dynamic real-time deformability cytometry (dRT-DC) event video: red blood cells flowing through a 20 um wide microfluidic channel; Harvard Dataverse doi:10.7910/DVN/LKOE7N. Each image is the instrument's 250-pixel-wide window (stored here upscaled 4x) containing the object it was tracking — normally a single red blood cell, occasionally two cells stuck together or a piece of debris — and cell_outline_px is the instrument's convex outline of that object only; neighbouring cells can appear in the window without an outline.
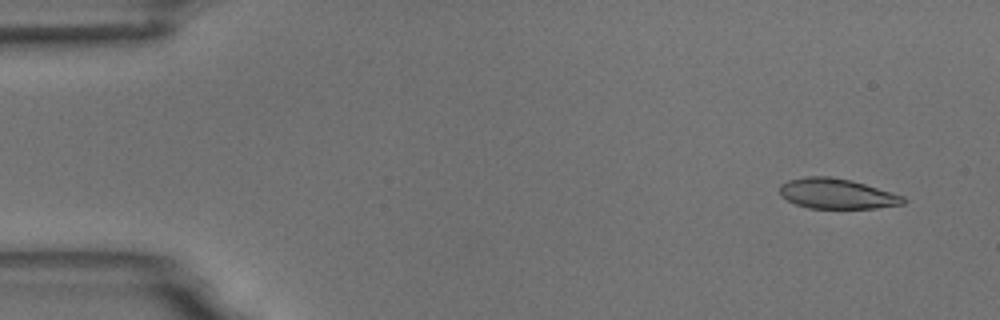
{"species": "common noctule bat (a hibernating species)", "species_latin": "Nyctalus noctula", "temperature_condition": "room temperature", "stored_images_in_passage": 10, "camera_frame_rate_fps": 3000, "um_per_image_px": 0.085, "animal": {"sex": "male", "body_mass_g": 18.8}, "frame": {"image": 1, "passage_image": 1, "time_ms": 0.0, "image_size_px": [1000, 320], "cell_outline_px": [[908, 200], [904, 204], [876, 208], [808, 208], [796, 204], [780, 196], [780, 184], [788, 180], [804, 176], [828, 176], [852, 180], [904, 196]], "centroid_in_image_um": [71.13, 16.46], "position_along_channel_um": 13.9, "area_um2": 21.85}}
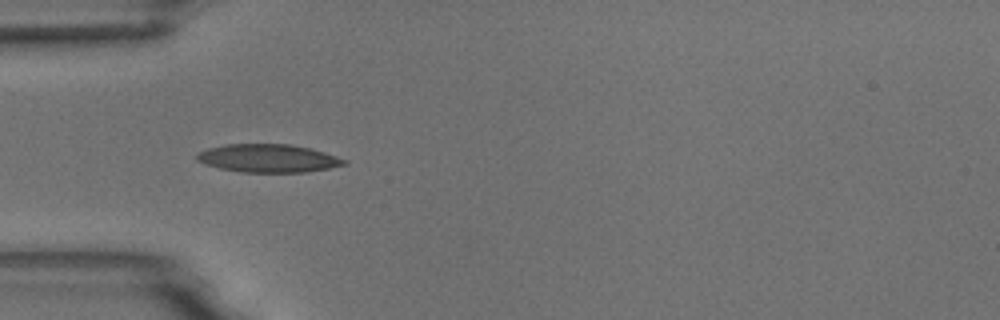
{"frame": {"image": 2, "passage_image": 4, "time_ms": 4.333, "image_size_px": [1000, 320], "cell_outline_px": [[348, 164], [308, 172], [244, 172], [220, 168], [196, 160], [196, 152], [208, 148], [224, 144], [292, 144], [312, 148], [348, 160]], "centroid_in_image_um": [22.82, 13.44], "position_along_channel_um": 62.2, "area_um2": 24.22}}
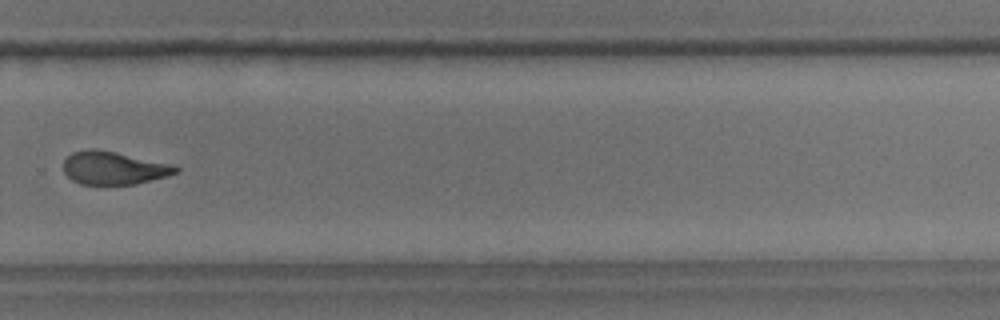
{"frame": {"image": 3, "passage_image": 10, "time_ms": 11.333, "image_size_px": [1000, 320], "cell_outline_px": [[180, 168], [176, 172], [168, 176], [136, 184], [80, 184], [72, 180], [64, 172], [64, 160], [72, 152], [92, 148], [116, 152], [168, 164]], "centroid_in_image_um": [9.62, 14.28], "position_along_channel_um": 320.2, "area_um2": 21.27}}